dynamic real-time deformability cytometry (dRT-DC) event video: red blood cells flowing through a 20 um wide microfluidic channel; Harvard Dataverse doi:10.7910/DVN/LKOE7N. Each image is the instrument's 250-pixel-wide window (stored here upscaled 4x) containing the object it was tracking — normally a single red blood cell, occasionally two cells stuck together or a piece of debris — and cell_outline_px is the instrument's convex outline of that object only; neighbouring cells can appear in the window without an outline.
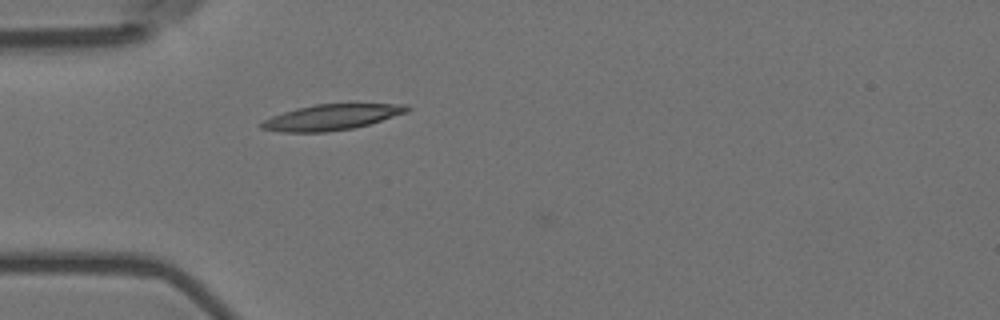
{"species": "Egyptian fruit bat (a non-hibernating species)", "species_latin": "Rousettus aegyptiacus", "temperature_condition": "room temperature", "stored_images_in_passage": 2, "camera_frame_rate_fps": 3000, "um_per_image_px": 0.085, "animal": {"sex": "female"}, "frame": {"image": 1, "passage_image": 2, "time_ms": 0.333, "image_size_px": [1000, 320], "cell_outline_px": [[412, 108], [408, 112], [368, 124], [352, 128], [324, 132], [280, 132], [260, 128], [260, 124], [264, 120], [272, 116], [296, 108], [316, 104], [408, 104]], "centroid_in_image_um": [28.19, 9.96], "position_along_channel_um": 56.8, "area_um2": 21.62}}